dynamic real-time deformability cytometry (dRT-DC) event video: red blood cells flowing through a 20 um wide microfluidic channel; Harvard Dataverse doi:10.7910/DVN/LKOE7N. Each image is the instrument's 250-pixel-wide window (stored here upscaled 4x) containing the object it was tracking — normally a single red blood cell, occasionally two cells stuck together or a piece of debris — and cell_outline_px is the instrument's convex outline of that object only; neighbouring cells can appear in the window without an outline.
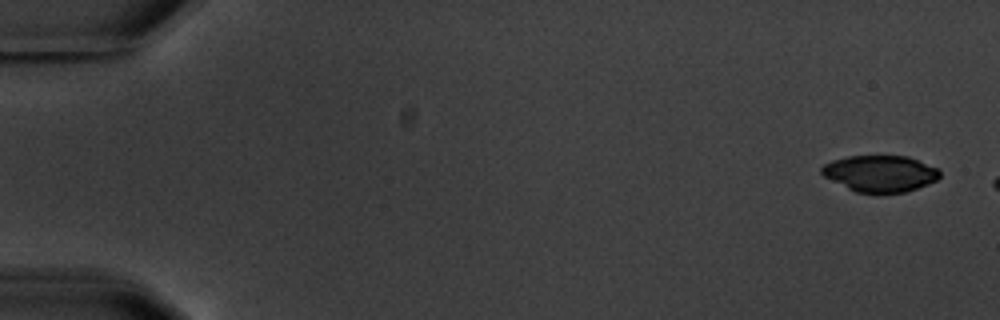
{"species": "common noctule bat (a hibernating species)", "species_latin": "Nyctalus noctula", "temperature_condition": "warm", "stored_images_in_passage": 3, "camera_frame_rate_fps": 3000, "um_per_image_px": 0.085, "animal": {"sex": "male", "body_mass_g": 20.1, "forearm_length_mm": 53.5}, "frame": {"image": 1, "passage_image": 1, "time_ms": 0.0, "image_size_px": [1000, 320], "cell_outline_px": [[940, 176], [936, 180], [928, 184], [904, 192], [856, 192], [824, 176], [820, 172], [820, 168], [824, 164], [832, 160], [848, 156], [908, 156], [940, 168]], "centroid_in_image_um": [74.83, 14.73], "position_along_channel_um": 10.2, "area_um2": 24.91}}